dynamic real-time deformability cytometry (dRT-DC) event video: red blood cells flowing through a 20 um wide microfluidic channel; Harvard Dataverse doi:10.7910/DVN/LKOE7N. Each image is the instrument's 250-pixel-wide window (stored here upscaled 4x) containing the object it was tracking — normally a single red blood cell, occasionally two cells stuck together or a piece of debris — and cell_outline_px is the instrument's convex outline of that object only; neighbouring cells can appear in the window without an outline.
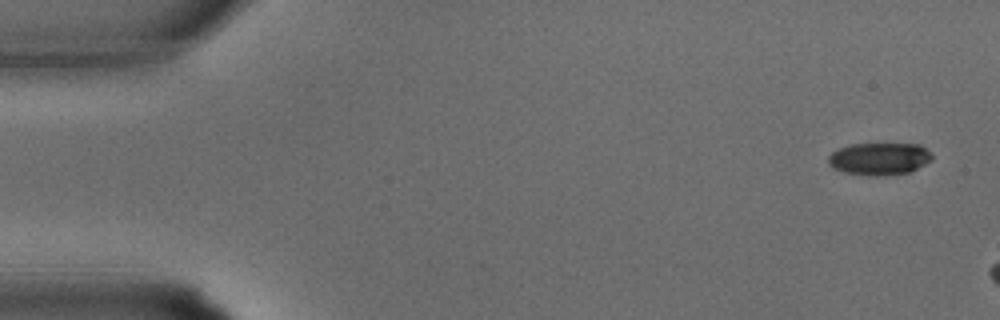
{"species": "common noctule bat (a hibernating species)", "species_latin": "Nyctalus noctula", "temperature_condition": "warm", "stored_images_in_passage": 5, "camera_frame_rate_fps": 3000, "um_per_image_px": 0.085, "animal": {"sex": "male", "body_mass_g": 15.6}, "frame": {"image": 1, "passage_image": 1, "time_ms": 0.0, "image_size_px": [1000, 320], "cell_outline_px": [[932, 160], [908, 172], [876, 176], [868, 176], [844, 172], [832, 168], [828, 164], [828, 156], [832, 152], [840, 148], [852, 144], [920, 144], [932, 156]], "centroid_in_image_um": [74.69, 13.5], "position_along_channel_um": 10.3, "area_um2": 19.36}}